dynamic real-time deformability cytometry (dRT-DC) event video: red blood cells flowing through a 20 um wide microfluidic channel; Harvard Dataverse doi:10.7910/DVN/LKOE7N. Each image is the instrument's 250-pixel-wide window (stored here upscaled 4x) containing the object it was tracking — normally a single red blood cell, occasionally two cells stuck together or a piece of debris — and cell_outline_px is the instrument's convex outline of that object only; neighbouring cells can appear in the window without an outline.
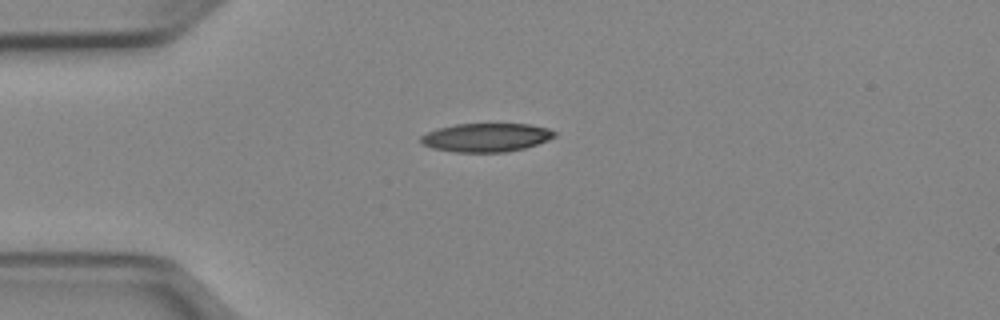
{"species": "Egyptian fruit bat (a non-hibernating species)", "species_latin": "Rousettus aegyptiacus", "temperature_condition": "cold", "stored_images_in_passage": 39, "camera_frame_rate_fps": 3000, "um_per_image_px": 0.085, "animal": {"sex": "female"}, "frame": {"image": 1, "passage_image": 1, "time_ms": 0.0, "image_size_px": [1000, 320], "cell_outline_px": [[556, 136], [548, 140], [524, 148], [508, 152], [452, 152], [432, 148], [420, 144], [420, 136], [428, 132], [440, 128], [456, 124], [528, 124], [548, 128], [556, 132]], "centroid_in_image_um": [41.31, 11.69], "position_along_channel_um": 43.7, "area_um2": 22.31}}
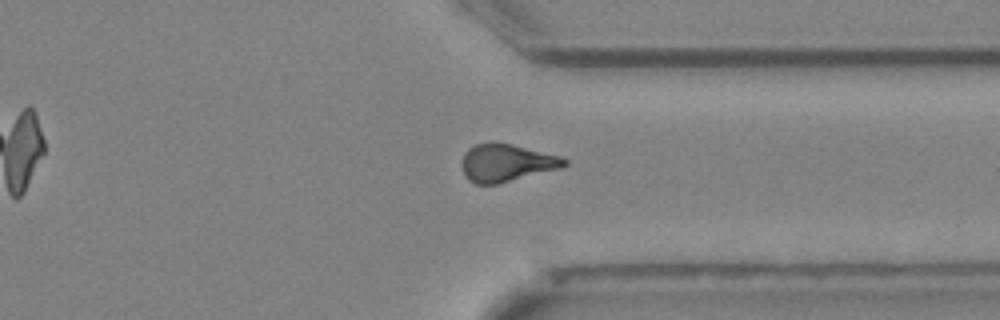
{"frame": {"image": 2, "passage_image": 27, "time_ms": 8.667, "image_size_px": [1000, 320], "cell_outline_px": [[568, 164], [560, 168], [496, 184], [476, 184], [468, 180], [460, 164], [464, 152], [472, 144], [488, 140], [496, 140], [560, 156], [568, 160]], "centroid_in_image_um": [42.99, 13.79], "position_along_channel_um": 368.4, "area_um2": 22.83}}
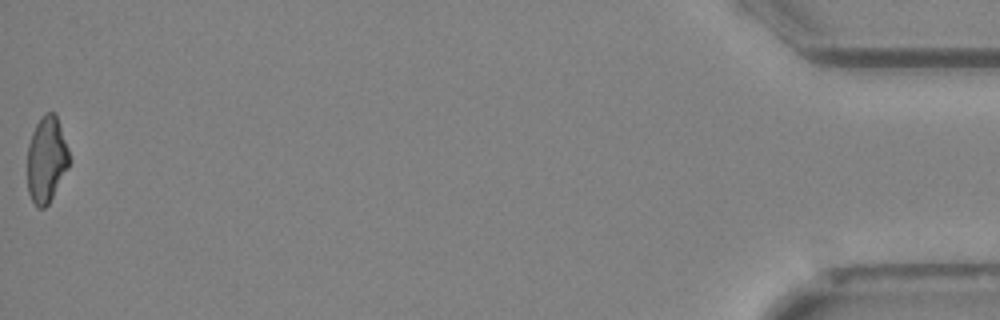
{"frame": {"image": 3, "passage_image": 39, "time_ms": 12.667, "image_size_px": [1000, 320], "cell_outline_px": [[72, 160], [68, 168], [48, 204], [44, 208], [36, 208], [28, 192], [28, 144], [32, 132], [36, 124], [44, 112], [56, 112]], "centroid_in_image_um": [3.97, 13.53], "position_along_channel_um": 431.2, "area_um2": 21.21}, "authors_computed_cell_mechanics": {"area_um2": 22.7154, "velocity_mm_per_s": 4.0039, "shape_relaxation_time_tau1_ms": 8.5948, "shape_relaxation_time_tau2_ms": 5.4162, "deformation_change_tau1": 0.2088, "deformation_change_tau2": 0.147}}